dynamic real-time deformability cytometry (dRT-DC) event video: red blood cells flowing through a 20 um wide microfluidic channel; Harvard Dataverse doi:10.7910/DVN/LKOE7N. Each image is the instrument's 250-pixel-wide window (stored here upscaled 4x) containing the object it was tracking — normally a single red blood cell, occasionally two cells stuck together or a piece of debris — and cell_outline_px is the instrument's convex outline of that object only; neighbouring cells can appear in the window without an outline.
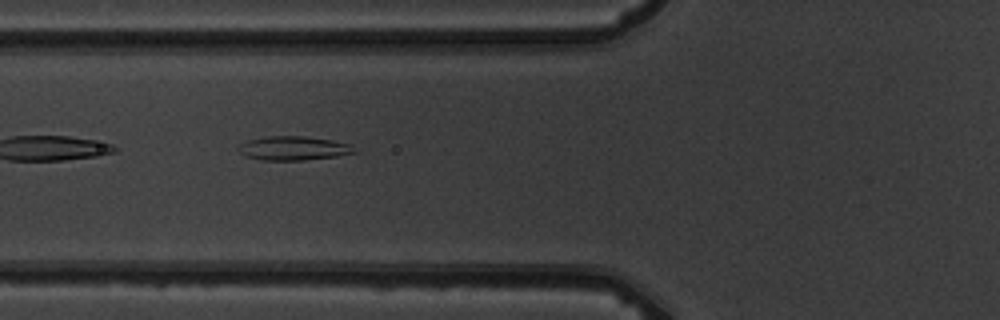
{"species": "common noctule bat (a hibernating species)", "species_latin": "Nyctalus noctula", "temperature_condition": "warm", "stored_images_in_passage": 6, "camera_frame_rate_fps": 3000, "um_per_image_px": 0.085, "animal": {"sex": "male", "body_mass_g": 19.5, "forearm_length_mm": 54.6}, "frame": {"image": 1, "passage_image": 5, "time_ms": 5.667, "image_size_px": [1000, 320], "cell_outline_px": [[356, 152], [336, 156], [304, 160], [260, 160], [244, 156], [236, 148], [240, 144], [248, 140], [264, 136], [304, 136], [332, 140], [352, 144]], "centroid_in_image_um": [24.91, 12.6], "position_along_channel_um": 100.9, "area_um2": 16.3}}